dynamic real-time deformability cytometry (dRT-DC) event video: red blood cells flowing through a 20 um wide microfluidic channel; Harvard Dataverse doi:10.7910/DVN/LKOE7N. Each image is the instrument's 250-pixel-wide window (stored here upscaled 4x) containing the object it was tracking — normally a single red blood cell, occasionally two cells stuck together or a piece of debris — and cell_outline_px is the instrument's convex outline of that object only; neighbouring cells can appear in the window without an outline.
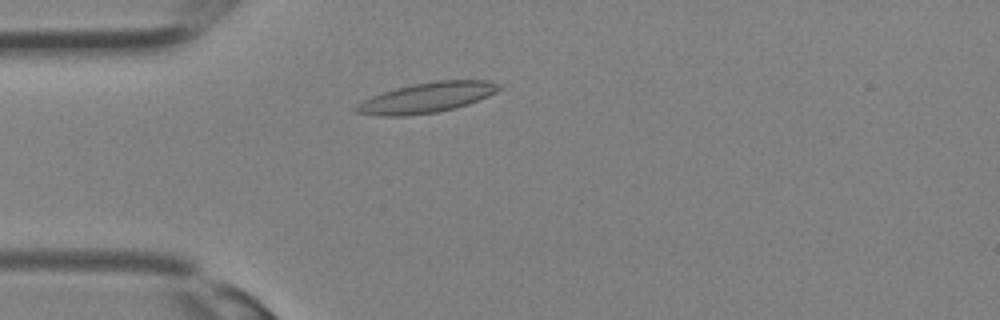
{"species": "Egyptian fruit bat (a non-hibernating species)", "species_latin": "Rousettus aegyptiacus", "temperature_condition": "room temperature", "stored_images_in_passage": 19, "camera_frame_rate_fps": 3000, "um_per_image_px": 0.085, "animal": {"sex": "female"}, "frame": {"image": 1, "passage_image": 6, "time_ms": 1.667, "image_size_px": [1000, 320], "cell_outline_px": [[500, 88], [496, 92], [488, 96], [468, 104], [456, 108], [436, 112], [404, 116], [380, 116], [356, 112], [352, 108], [356, 104], [372, 96], [396, 88], [412, 84], [436, 80], [488, 80], [500, 84]], "centroid_in_image_um": [36.27, 8.3], "position_along_channel_um": 48.7, "area_um2": 25.09}}
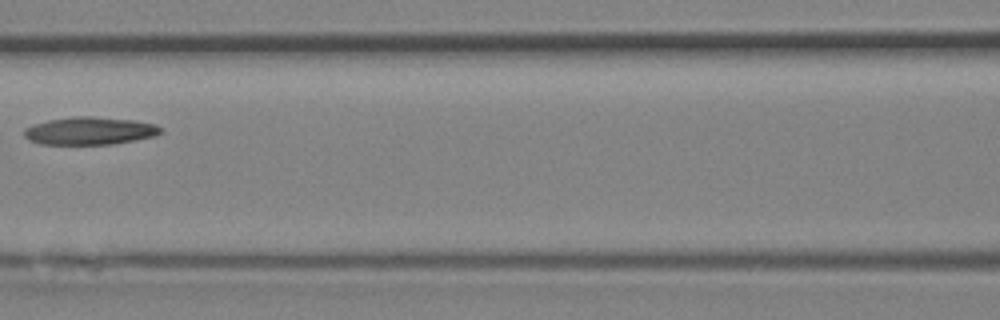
{"frame": {"image": 2, "passage_image": 12, "time_ms": 3.667, "image_size_px": [1000, 320], "cell_outline_px": [[164, 128], [156, 136], [112, 144], [40, 144], [28, 140], [24, 136], [24, 128], [32, 124], [48, 120], [72, 116], [92, 116], [132, 120], [156, 124]], "centroid_in_image_um": [7.61, 11.12], "position_along_channel_um": 159.0, "area_um2": 22.2}}
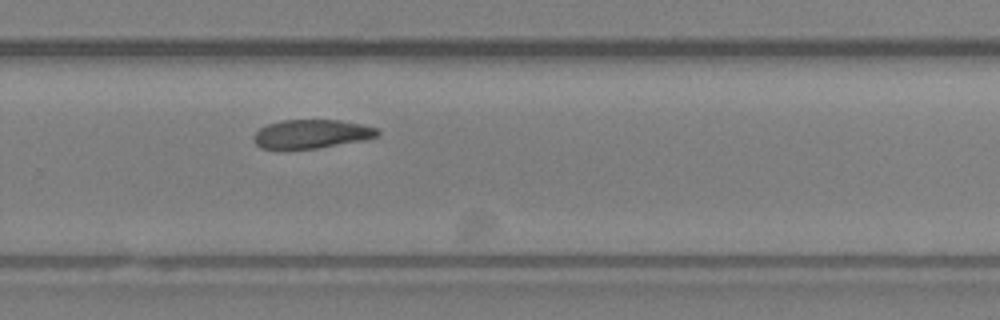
{"frame": {"image": 3, "passage_image": 19, "time_ms": 6.0, "image_size_px": [1000, 320], "cell_outline_px": [[380, 136], [364, 140], [316, 148], [276, 152], [260, 148], [252, 140], [252, 136], [260, 128], [268, 124], [280, 120], [340, 120], [360, 124], [376, 128], [380, 132]], "centroid_in_image_um": [26.39, 11.43], "position_along_channel_um": 303.4, "area_um2": 21.44}}